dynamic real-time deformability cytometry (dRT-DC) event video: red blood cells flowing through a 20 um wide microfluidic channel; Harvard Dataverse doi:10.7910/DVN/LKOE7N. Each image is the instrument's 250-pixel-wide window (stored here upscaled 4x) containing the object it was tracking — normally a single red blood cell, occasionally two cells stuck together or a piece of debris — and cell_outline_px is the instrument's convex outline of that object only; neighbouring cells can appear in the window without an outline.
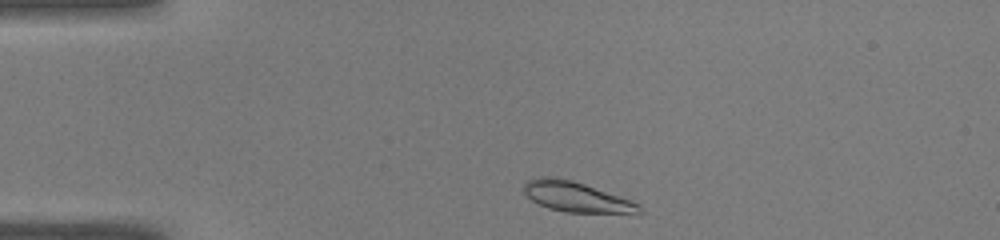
{"species": "common noctule bat (a hibernating species)", "species_latin": "Nyctalus noctula", "temperature_condition": "warm", "stored_images_in_passage": 41, "camera_frame_rate_fps": 3000, "um_per_image_px": 0.085, "animal": {"sex": "male", "body_mass_g": 19.0, "forearm_length_mm": 50.8}, "frame": {"image": 1, "passage_image": 2, "time_ms": 0.333, "image_size_px": [1000, 240], "cell_outline_px": [[644, 212], [564, 212], [548, 208], [532, 200], [524, 192], [524, 184], [528, 180], [540, 176], [552, 176], [572, 180], [632, 200], [640, 204], [644, 208]], "centroid_in_image_um": [48.98, 16.72], "position_along_channel_um": 36.0, "area_um2": 20.06}}
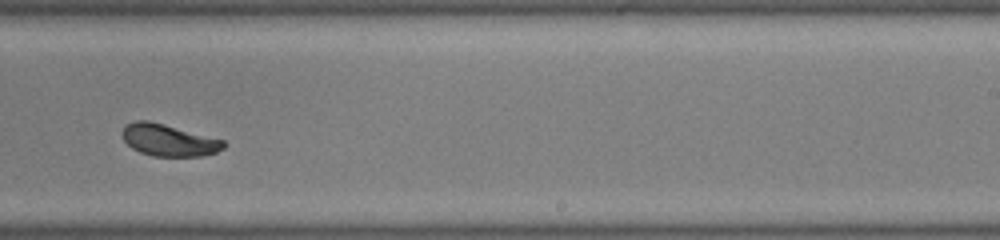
{"frame": {"image": 2, "passage_image": 23, "time_ms": 7.333, "image_size_px": [1000, 240], "cell_outline_px": [[228, 144], [224, 148], [216, 152], [200, 156], [152, 156], [140, 152], [132, 148], [124, 140], [120, 132], [124, 124], [136, 120], [148, 120], [164, 124], [224, 140]], "centroid_in_image_um": [14.31, 11.9], "position_along_channel_um": 274.7, "area_um2": 18.96}}
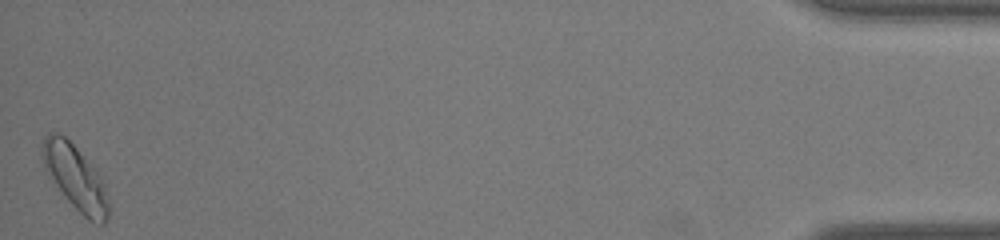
{"frame": {"image": 3, "passage_image": 41, "time_ms": 13.333, "image_size_px": [1000, 240], "cell_outline_px": [[108, 216], [104, 224], [100, 224], [88, 220], [68, 200], [44, 168], [40, 156], [40, 152], [44, 136], [48, 132], [56, 132], [64, 136], [76, 148], [104, 180], [108, 200]], "centroid_in_image_um": [6.38, 15.06], "position_along_channel_um": 428.8, "area_um2": 24.62}, "authors_computed_cell_mechanics": {"area_um2": 19.8832, "velocity_mm_per_s": 4.0338, "shape_relaxation_time_tau1_ms": 3.6942, "shape_relaxation_time_tau2_ms": null, "deformation_change_tau1": 0.1702, "deformation_change_tau2": null}}